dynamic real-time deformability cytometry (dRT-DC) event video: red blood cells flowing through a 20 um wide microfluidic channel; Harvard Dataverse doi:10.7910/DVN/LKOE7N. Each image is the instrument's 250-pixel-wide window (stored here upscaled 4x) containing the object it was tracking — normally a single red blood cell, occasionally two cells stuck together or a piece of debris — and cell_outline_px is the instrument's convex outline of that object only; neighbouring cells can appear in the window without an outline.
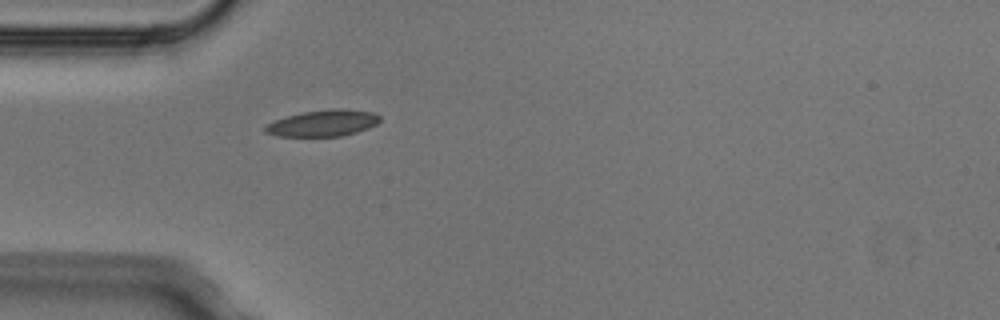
{"species": "Egyptian fruit bat (a non-hibernating species)", "species_latin": "Rousettus aegyptiacus", "temperature_condition": "cold", "stored_images_in_passage": 1, "camera_frame_rate_fps": 3000, "um_per_image_px": 0.085, "animal": {"sex": "male"}, "frame": {"image": 1, "passage_image": 1, "time_ms": 0.0, "image_size_px": [1000, 320], "cell_outline_px": [[380, 120], [376, 124], [368, 128], [356, 132], [340, 136], [280, 136], [264, 132], [264, 128], [268, 124], [276, 120], [300, 112], [332, 108], [340, 108], [372, 112], [380, 116]], "centroid_in_image_um": [27.47, 10.46], "position_along_channel_um": 57.5, "area_um2": 17.51}}